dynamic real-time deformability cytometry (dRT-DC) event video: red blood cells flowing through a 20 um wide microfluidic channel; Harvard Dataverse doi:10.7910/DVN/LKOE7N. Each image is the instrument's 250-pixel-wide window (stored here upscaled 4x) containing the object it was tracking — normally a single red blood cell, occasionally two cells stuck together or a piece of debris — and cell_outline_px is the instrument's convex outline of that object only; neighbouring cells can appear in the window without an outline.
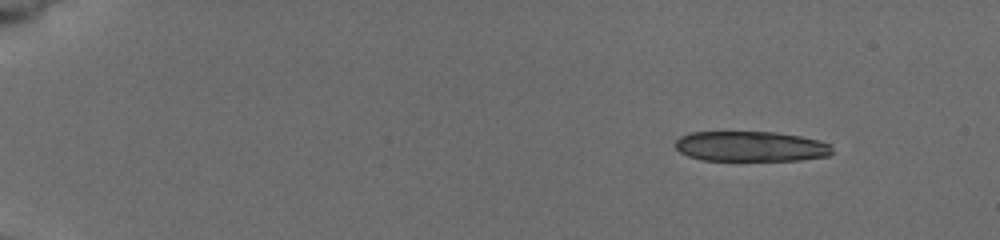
{"species": "common noctule bat (a hibernating species)", "species_latin": "Nyctalus noctula", "temperature_condition": "cold", "stored_images_in_passage": 6, "camera_frame_rate_fps": 3000, "um_per_image_px": 0.085, "animal": {"sex": "female", "body_mass_g": 19.5, "forearm_length_mm": 54.1}, "frame": {"image": 1, "passage_image": 1, "time_ms": 0.0, "image_size_px": [1000, 240], "cell_outline_px": [[832, 152], [828, 156], [800, 160], [700, 160], [688, 156], [680, 152], [676, 148], [676, 140], [680, 136], [688, 132], [776, 132], [800, 136], [820, 140], [832, 144]], "centroid_in_image_um": [63.83, 12.44], "position_along_channel_um": 21.2, "area_um2": 27.8}}